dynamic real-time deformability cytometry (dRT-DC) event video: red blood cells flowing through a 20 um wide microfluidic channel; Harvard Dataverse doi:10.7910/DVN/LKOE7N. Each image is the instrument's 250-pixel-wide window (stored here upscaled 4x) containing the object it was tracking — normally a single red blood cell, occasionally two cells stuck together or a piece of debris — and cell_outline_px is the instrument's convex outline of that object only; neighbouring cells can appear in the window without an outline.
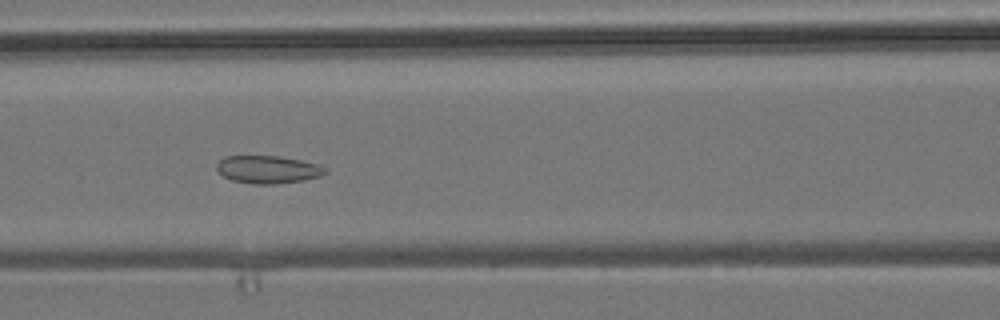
{"species": "common noctule bat (a hibernating species)", "species_latin": "Nyctalus noctula", "temperature_condition": "room temperature", "stored_images_in_passage": 53, "camera_frame_rate_fps": 3000, "um_per_image_px": 0.085, "animal": {"sex": "male", "body_mass_g": 19.2, "forearm_length_mm": 51.8}, "frame": {"image": 1, "passage_image": 23, "time_ms": 7.333, "image_size_px": [1000, 320], "cell_outline_px": [[328, 172], [320, 176], [304, 180], [272, 184], [256, 184], [232, 180], [224, 176], [216, 168], [216, 164], [224, 156], [276, 156], [300, 160], [320, 164], [328, 168]], "centroid_in_image_um": [22.81, 14.4], "position_along_channel_um": 143.8, "area_um2": 17.51}}
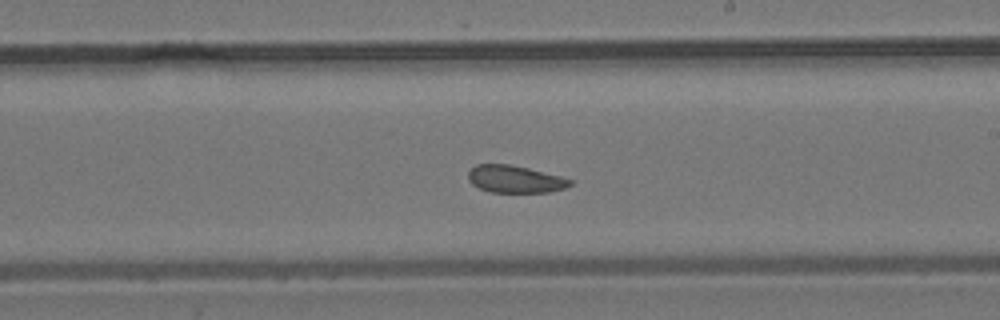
{"frame": {"image": 2, "passage_image": 31, "time_ms": 10.0, "image_size_px": [1000, 320], "cell_outline_px": [[572, 184], [564, 188], [548, 192], [488, 192], [472, 184], [468, 180], [468, 172], [476, 164], [508, 164], [528, 168], [560, 176], [572, 180]], "centroid_in_image_um": [43.75, 15.23], "position_along_channel_um": 245.3, "area_um2": 16.13}}
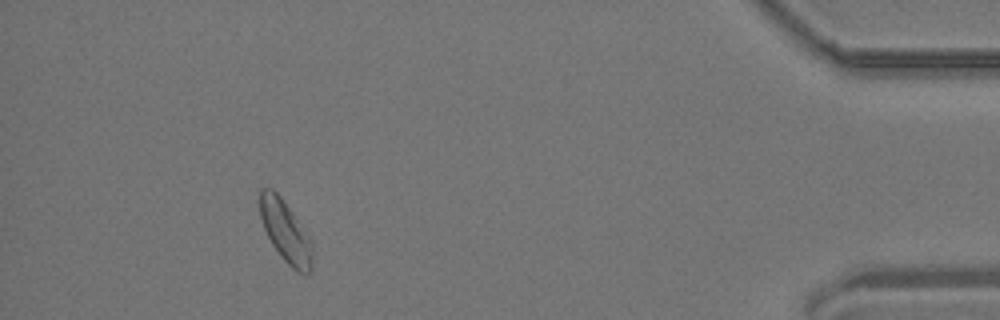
{"frame": {"image": 3, "passage_image": 49, "time_ms": 16.0, "image_size_px": [1000, 320], "cell_outline_px": [[312, 268], [308, 272], [296, 272], [280, 256], [272, 244], [264, 228], [260, 216], [260, 188], [272, 188], [280, 196], [312, 244]], "centroid_in_image_um": [24.23, 19.69], "position_along_channel_um": 411.0, "area_um2": 18.15}, "authors_computed_cell_mechanics": {"area_um2": 18.0914, "velocity_mm_per_s": 3.8084, "shape_relaxation_time_tau1_ms": null, "shape_relaxation_time_tau2_ms": 1.7131, "deformation_change_tau1": null, "deformation_change_tau2": 0.0844}}